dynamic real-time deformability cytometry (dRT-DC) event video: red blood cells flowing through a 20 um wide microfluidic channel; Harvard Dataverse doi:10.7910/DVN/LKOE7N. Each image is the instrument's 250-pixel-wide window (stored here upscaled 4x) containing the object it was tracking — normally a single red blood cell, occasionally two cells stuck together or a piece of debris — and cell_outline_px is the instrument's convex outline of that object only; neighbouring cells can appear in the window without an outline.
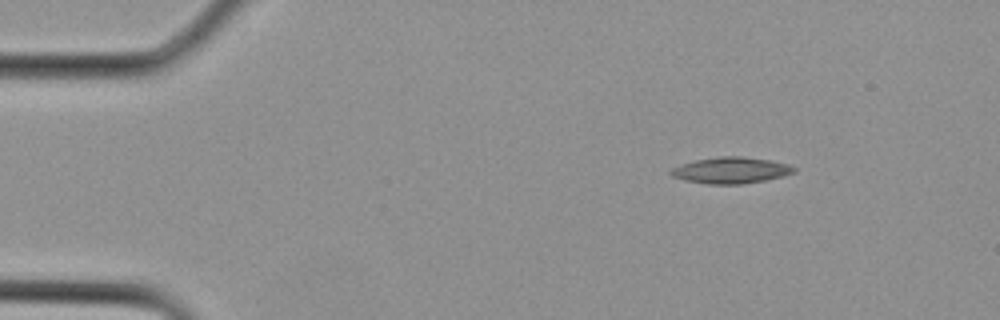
{"species": "Egyptian fruit bat (a non-hibernating species)", "species_latin": "Rousettus aegyptiacus", "temperature_condition": "cold", "stored_images_in_passage": 17, "camera_frame_rate_fps": 3000, "um_per_image_px": 0.085, "animal": {"sex": "female"}, "frame": {"image": 1, "passage_image": 1, "time_ms": 0.0, "image_size_px": [1000, 320], "cell_outline_px": [[796, 172], [784, 176], [744, 184], [708, 184], [684, 180], [672, 176], [668, 172], [672, 168], [680, 164], [696, 160], [720, 156], [740, 156], [768, 160], [788, 164], [796, 168]], "centroid_in_image_um": [62.12, 14.48], "position_along_channel_um": 22.9, "area_um2": 18.84}}
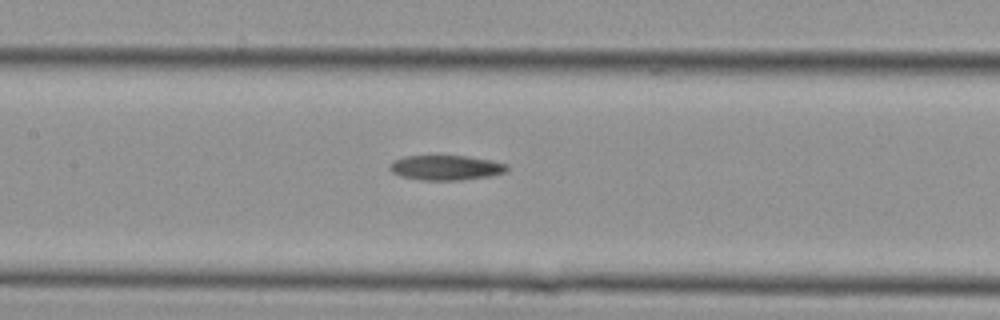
{"frame": {"image": 2, "passage_image": 11, "time_ms": 3.333, "image_size_px": [1000, 320], "cell_outline_px": [[508, 172], [492, 176], [460, 180], [420, 180], [400, 176], [392, 172], [388, 168], [388, 164], [392, 160], [404, 156], [468, 156], [492, 160], [508, 164]], "centroid_in_image_um": [37.91, 14.25], "position_along_channel_um": 169.5, "area_um2": 17.34}}
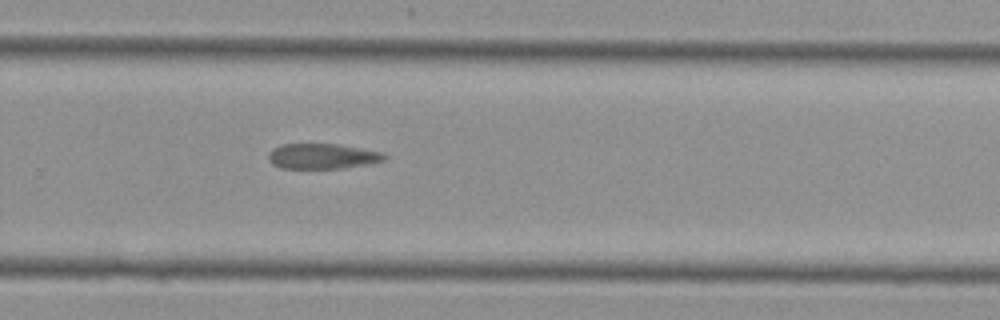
{"frame": {"image": 3, "passage_image": 17, "time_ms": 5.333, "image_size_px": [1000, 320], "cell_outline_px": [[388, 156], [384, 160], [372, 164], [344, 168], [280, 168], [272, 164], [268, 160], [268, 152], [272, 148], [280, 144], [336, 144], [384, 152]], "centroid_in_image_um": [27.4, 13.28], "position_along_channel_um": 302.4, "area_um2": 17.34}}